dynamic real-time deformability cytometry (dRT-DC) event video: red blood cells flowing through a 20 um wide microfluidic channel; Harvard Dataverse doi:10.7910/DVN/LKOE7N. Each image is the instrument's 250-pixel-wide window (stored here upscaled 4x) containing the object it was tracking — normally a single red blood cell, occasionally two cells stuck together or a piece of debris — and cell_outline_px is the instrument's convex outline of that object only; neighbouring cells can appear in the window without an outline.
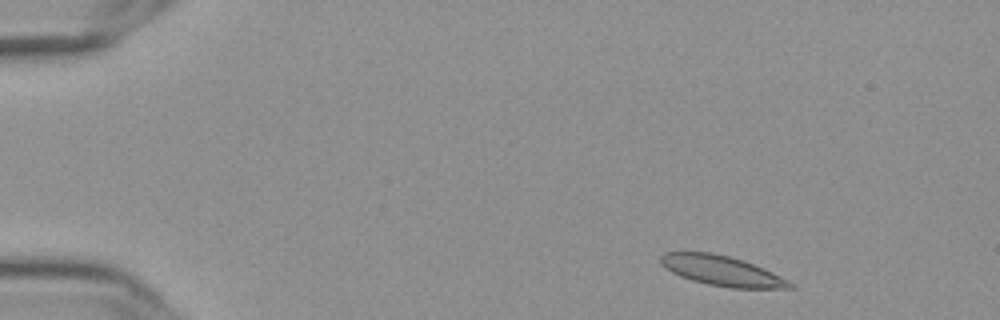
{"species": "Egyptian fruit bat (a non-hibernating species)", "species_latin": "Rousettus aegyptiacus", "temperature_condition": "cold", "stored_images_in_passage": 53, "camera_frame_rate_fps": 3000, "um_per_image_px": 0.085, "frame": {"image": 1, "passage_image": 4, "time_ms": 1.0, "image_size_px": [1000, 320], "cell_outline_px": [[796, 288], [728, 288], [708, 284], [692, 280], [680, 276], [664, 268], [660, 264], [660, 256], [664, 252], [712, 252], [744, 260], [764, 268], [796, 284]], "centroid_in_image_um": [61.36, 23.02], "position_along_channel_um": 23.6, "area_um2": 22.77}}
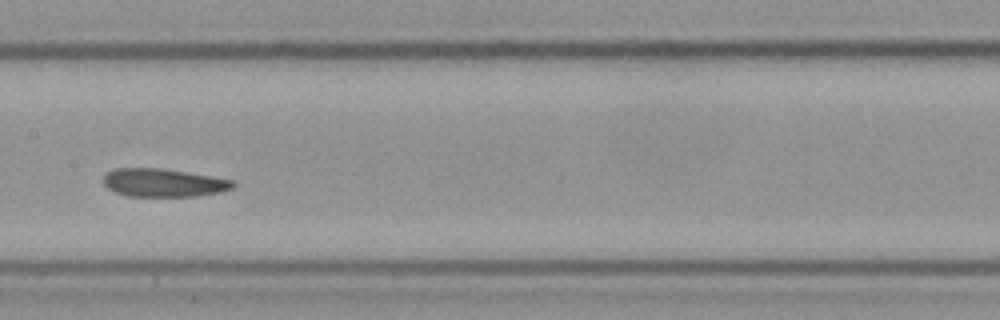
{"frame": {"image": 2, "passage_image": 26, "time_ms": 8.333, "image_size_px": [1000, 320], "cell_outline_px": [[236, 184], [232, 188], [220, 192], [196, 196], [128, 196], [116, 192], [108, 188], [104, 184], [104, 176], [112, 168], [160, 168], [212, 176], [236, 180]], "centroid_in_image_um": [13.92, 15.53], "position_along_channel_um": 193.5, "area_um2": 21.27}}
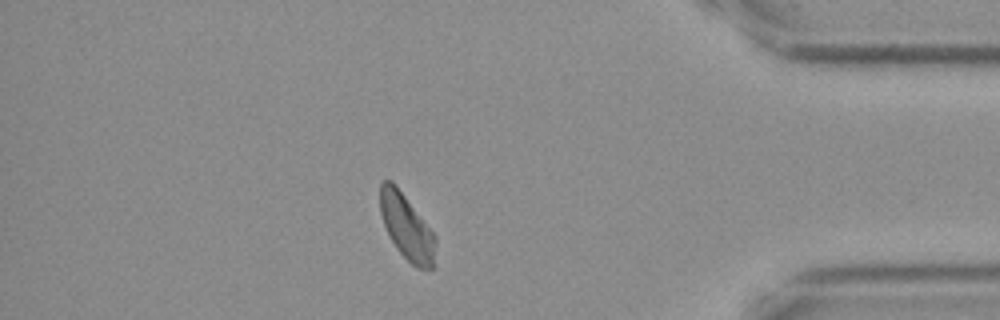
{"frame": {"image": 3, "passage_image": 46, "time_ms": 15.0, "image_size_px": [1000, 320], "cell_outline_px": [[436, 240], [432, 268], [416, 268], [396, 248], [384, 224], [380, 212], [380, 184], [384, 180], [392, 180], [396, 184], [436, 236]], "centroid_in_image_um": [34.55, 19.26], "position_along_channel_um": 400.6, "area_um2": 20.75}, "authors_computed_cell_mechanics": {"area_um2": 21.9062, "velocity_mm_per_s": 3.5802, "shape_relaxation_time_tau1_ms": null, "shape_relaxation_time_tau2_ms": 9.3919, "deformation_change_tau1": null, "deformation_change_tau2": 0.1356}}